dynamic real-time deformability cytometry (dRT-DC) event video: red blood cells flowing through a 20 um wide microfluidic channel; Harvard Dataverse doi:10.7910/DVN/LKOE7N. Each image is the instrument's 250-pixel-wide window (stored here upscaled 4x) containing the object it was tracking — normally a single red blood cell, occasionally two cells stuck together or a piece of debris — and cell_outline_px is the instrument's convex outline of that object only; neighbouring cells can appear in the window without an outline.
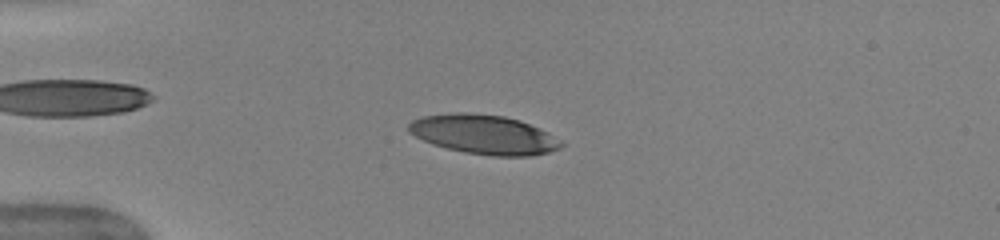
{"species": "human", "species_latin": "Homo sapiens", "temperature_condition": "warm", "stored_images_in_passage": 51, "camera_frame_rate_fps": 3000, "um_per_image_px": 0.085, "donor": {"sex": "female"}, "frame": {"image": 1, "passage_image": 13, "time_ms": 4.0, "image_size_px": [1000, 240], "cell_outline_px": [[564, 144], [560, 148], [548, 152], [532, 156], [492, 156], [464, 152], [432, 144], [408, 132], [408, 124], [412, 120], [420, 116], [456, 112], [468, 112], [504, 116], [520, 120], [540, 128], [560, 140]], "centroid_in_image_um": [41.12, 11.42], "position_along_channel_um": 43.9, "area_um2": 35.03}}
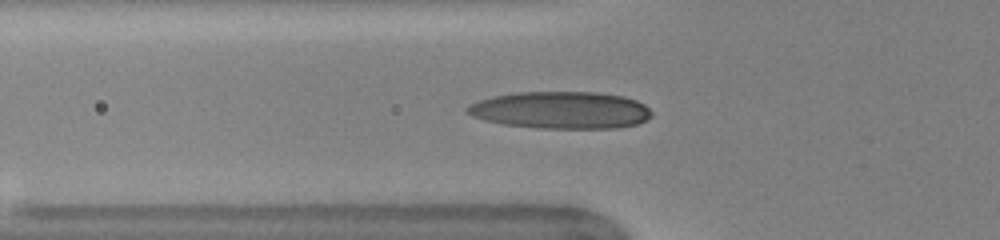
{"frame": {"image": 2, "passage_image": 18, "time_ms": 5.667, "image_size_px": [1000, 240], "cell_outline_px": [[652, 116], [636, 124], [616, 128], [536, 128], [504, 124], [484, 120], [472, 116], [464, 112], [464, 108], [480, 100], [492, 96], [516, 92], [592, 92], [624, 96], [636, 100], [644, 104], [652, 112]], "centroid_in_image_um": [47.65, 9.36], "position_along_channel_um": 78.2, "area_um2": 39.94}}
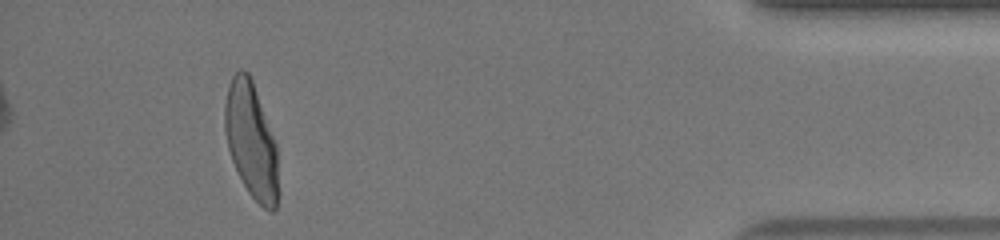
{"frame": {"image": 3, "passage_image": 47, "time_ms": 15.333, "image_size_px": [1000, 240], "cell_outline_px": [[276, 208], [272, 212], [264, 208], [248, 192], [232, 160], [228, 148], [224, 128], [224, 104], [228, 88], [232, 76], [240, 68], [248, 72], [252, 80], [276, 140]], "centroid_in_image_um": [21.33, 11.87], "position_along_channel_um": 413.9, "area_um2": 35.49}, "authors_computed_cell_mechanics": {"area_um2": 36.2406, "velocity_mm_per_s": 3.9879, "shape_relaxation_time_tau1_ms": 4.5954, "shape_relaxation_time_tau2_ms": 0.8711, "deformation_change_tau1": 0.2252, "deformation_change_tau2": 0.0689}}